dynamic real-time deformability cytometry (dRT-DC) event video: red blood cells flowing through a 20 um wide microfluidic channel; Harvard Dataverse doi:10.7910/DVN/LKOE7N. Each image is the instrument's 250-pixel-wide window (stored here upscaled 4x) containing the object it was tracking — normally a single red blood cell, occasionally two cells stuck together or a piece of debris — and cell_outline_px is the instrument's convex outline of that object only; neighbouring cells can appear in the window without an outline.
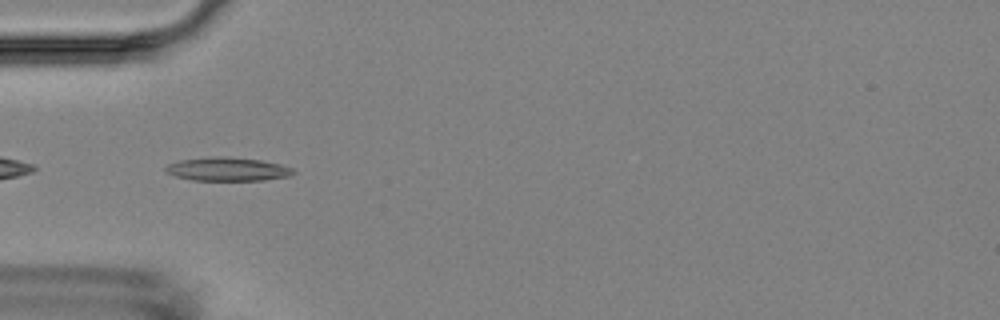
{"species": "Egyptian fruit bat (a non-hibernating species)", "species_latin": "Rousettus aegyptiacus", "temperature_condition": "room temperature", "stored_images_in_passage": 7, "camera_frame_rate_fps": 3000, "um_per_image_px": 0.085, "animal": {"sex": "female"}, "frame": {"image": 1, "passage_image": 4, "time_ms": 3.667, "image_size_px": [1000, 320], "cell_outline_px": [[296, 172], [288, 176], [264, 180], [192, 180], [176, 176], [164, 172], [164, 168], [168, 164], [180, 160], [212, 156], [224, 156], [260, 160], [280, 164], [292, 168]], "centroid_in_image_um": [19.31, 14.37], "position_along_channel_um": 65.7, "area_um2": 17.51}}
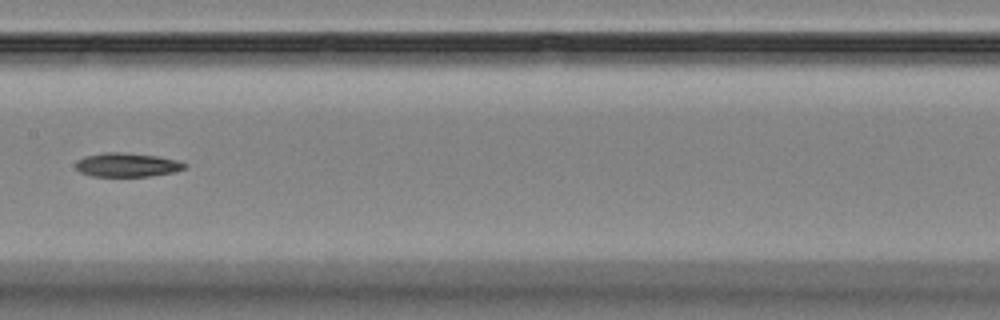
{"frame": {"image": 2, "passage_image": 7, "time_ms": 7.333, "image_size_px": [1000, 320], "cell_outline_px": [[188, 164], [184, 168], [176, 172], [148, 176], [92, 176], [80, 172], [76, 168], [76, 160], [84, 156], [104, 152], [120, 152], [156, 156], [180, 160]], "centroid_in_image_um": [10.81, 14.01], "position_along_channel_um": 196.6, "area_um2": 15.26}}